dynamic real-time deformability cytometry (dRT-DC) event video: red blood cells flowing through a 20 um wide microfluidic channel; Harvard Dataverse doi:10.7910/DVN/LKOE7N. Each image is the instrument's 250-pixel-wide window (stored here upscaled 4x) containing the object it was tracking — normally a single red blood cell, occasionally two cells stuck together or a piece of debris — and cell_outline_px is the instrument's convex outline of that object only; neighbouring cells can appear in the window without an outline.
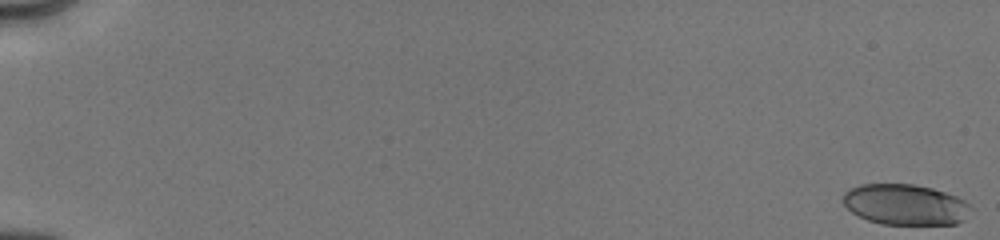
{"species": "human", "species_latin": "Homo sapiens", "temperature_condition": "cold", "stored_images_in_passage": 18, "camera_frame_rate_fps": 3000, "um_per_image_px": 0.085, "donor": {"sex": "male"}, "frame": {"image": 1, "passage_image": 1, "time_ms": 0.0, "image_size_px": [1000, 240], "cell_outline_px": [[972, 208], [964, 220], [956, 224], [880, 224], [868, 220], [852, 212], [844, 204], [844, 192], [848, 188], [860, 184], [912, 184], [932, 188], [956, 196], [964, 200]], "centroid_in_image_um": [76.95, 17.38], "position_along_channel_um": 8.1, "area_um2": 30.29}}
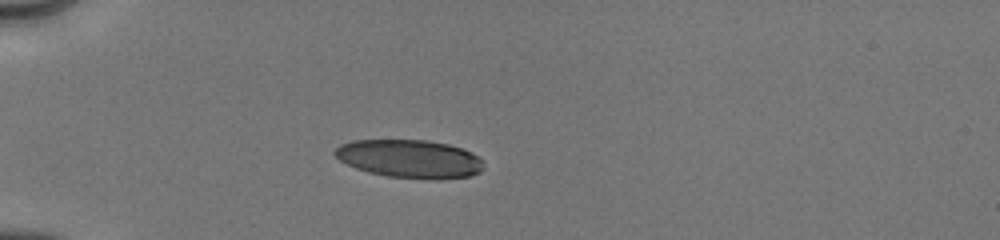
{"frame": {"image": 2, "passage_image": 14, "time_ms": 5.333, "image_size_px": [1000, 240], "cell_outline_px": [[484, 168], [480, 172], [468, 176], [436, 180], [388, 176], [368, 172], [356, 168], [340, 160], [332, 152], [340, 144], [352, 140], [428, 140], [448, 144], [472, 152], [484, 164]], "centroid_in_image_um": [34.82, 13.5], "position_along_channel_um": 50.2, "area_um2": 33.12}}
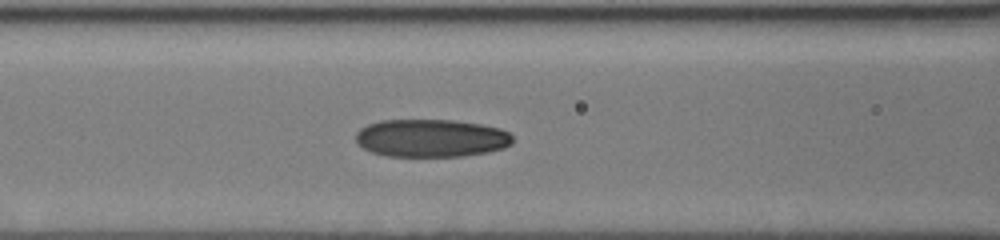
{"frame": {"image": 3, "passage_image": 18, "time_ms": 8.0, "image_size_px": [1000, 240], "cell_outline_px": [[512, 144], [504, 148], [488, 152], [464, 156], [388, 156], [372, 152], [356, 144], [356, 132], [360, 128], [368, 124], [380, 120], [452, 120], [480, 124], [500, 128], [508, 132], [512, 136]], "centroid_in_image_um": [36.64, 11.74], "position_along_channel_um": 130.0, "area_um2": 34.74}}